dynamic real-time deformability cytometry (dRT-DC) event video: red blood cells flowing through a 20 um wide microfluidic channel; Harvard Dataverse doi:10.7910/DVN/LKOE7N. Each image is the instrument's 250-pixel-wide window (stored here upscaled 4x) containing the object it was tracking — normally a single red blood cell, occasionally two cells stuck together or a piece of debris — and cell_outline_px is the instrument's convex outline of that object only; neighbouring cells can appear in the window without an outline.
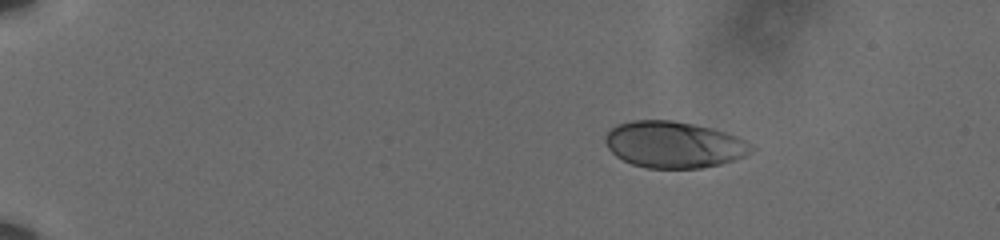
{"species": "human", "species_latin": "Homo sapiens", "temperature_condition": "cold", "stored_images_in_passage": 50, "camera_frame_rate_fps": 3000, "um_per_image_px": 0.085, "donor": {"sex": "male"}, "frame": {"image": 1, "passage_image": 1, "time_ms": 0.0, "image_size_px": [1000, 240], "cell_outline_px": [[756, 148], [744, 156], [720, 164], [700, 168], [648, 168], [632, 164], [616, 156], [608, 148], [604, 140], [604, 136], [616, 124], [632, 120], [672, 120], [712, 128], [736, 136], [744, 140]], "centroid_in_image_um": [57.25, 12.29], "position_along_channel_um": 27.7, "area_um2": 39.42}}
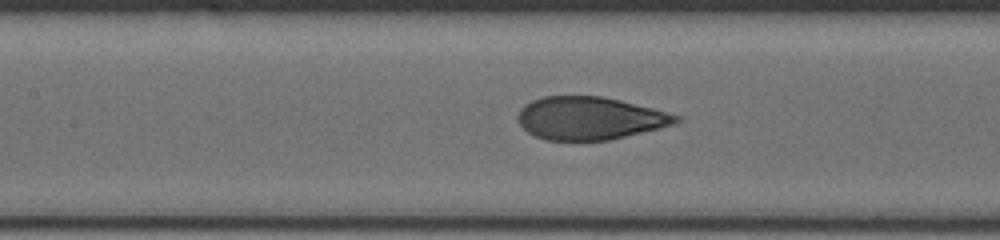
{"frame": {"image": 2, "passage_image": 21, "time_ms": 6.667, "image_size_px": [1000, 240], "cell_outline_px": [[680, 120], [676, 124], [660, 128], [608, 140], [544, 140], [528, 132], [516, 120], [516, 116], [520, 108], [524, 104], [532, 100], [544, 96], [600, 96], [620, 100], [652, 108], [680, 116]], "centroid_in_image_um": [50.09, 10.04], "position_along_channel_um": 157.3, "area_um2": 39.42}}
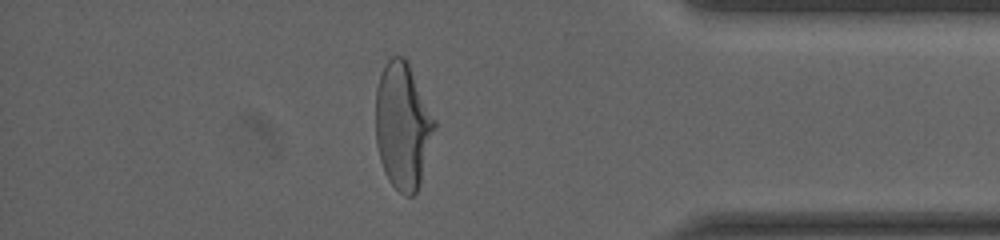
{"frame": {"image": 3, "passage_image": 43, "time_ms": 14.0, "image_size_px": [1000, 240], "cell_outline_px": [[436, 128], [420, 184], [416, 192], [412, 196], [404, 196], [388, 180], [384, 172], [380, 160], [376, 144], [376, 88], [384, 64], [392, 56], [404, 56], [408, 60], [436, 120]], "centroid_in_image_um": [34.24, 10.68], "position_along_channel_um": 401.0, "area_um2": 43.81}, "authors_computed_cell_mechanics": {"area_um2": 40.8357, "velocity_mm_per_s": 3.606, "shape_relaxation_time_tau1_ms": 4.746, "shape_relaxation_time_tau2_ms": null, "deformation_change_tau1": 0.1987, "deformation_change_tau2": null}}